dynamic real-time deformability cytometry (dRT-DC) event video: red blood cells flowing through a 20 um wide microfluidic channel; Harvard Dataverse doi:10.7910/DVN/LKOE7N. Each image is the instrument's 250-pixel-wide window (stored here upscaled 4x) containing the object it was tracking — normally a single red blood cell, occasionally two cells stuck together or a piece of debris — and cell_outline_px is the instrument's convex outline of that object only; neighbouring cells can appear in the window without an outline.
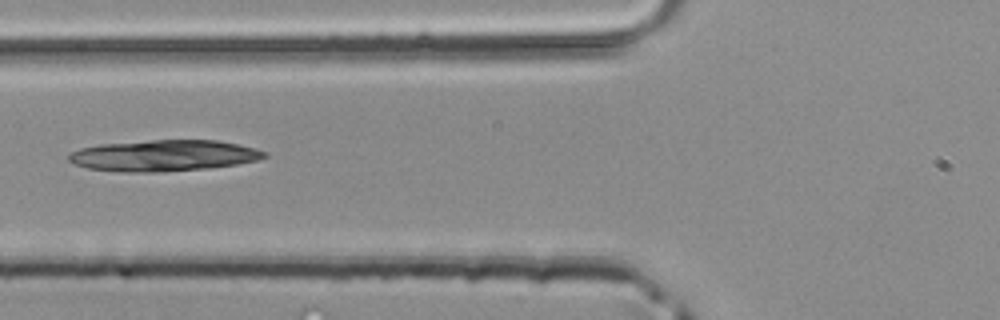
{"species": "common noctule bat (a hibernating species)", "species_latin": "Nyctalus noctula", "temperature_condition": "room temperature", "stored_images_in_passage": 5, "camera_frame_rate_fps": 3000, "um_per_image_px": 0.085, "animal": {"sex": "male", "body_mass_g": 20.4}, "frame": {"image": 1, "passage_image": 5, "time_ms": 1.333, "image_size_px": [1000, 320], "cell_outline_px": [[268, 156], [260, 160], [236, 164], [208, 168], [160, 172], [128, 172], [88, 168], [76, 164], [68, 160], [68, 156], [72, 152], [80, 148], [100, 144], [152, 140], [216, 140], [256, 148], [268, 152]], "centroid_in_image_um": [13.97, 13.22], "position_along_channel_um": 111.8, "area_um2": 35.49}}